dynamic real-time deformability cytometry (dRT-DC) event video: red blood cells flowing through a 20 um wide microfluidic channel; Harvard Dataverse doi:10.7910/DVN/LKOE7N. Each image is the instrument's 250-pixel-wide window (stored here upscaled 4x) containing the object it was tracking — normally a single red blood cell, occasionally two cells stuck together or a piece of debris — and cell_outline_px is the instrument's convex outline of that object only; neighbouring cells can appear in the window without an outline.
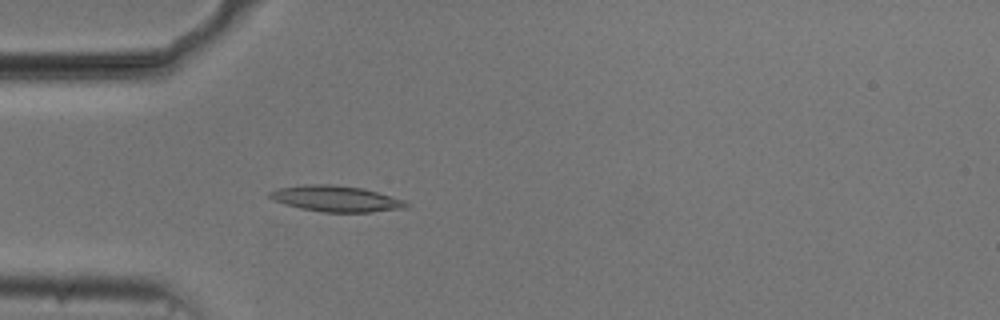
{"species": "common noctule bat (a hibernating species)", "species_latin": "Nyctalus noctula", "temperature_condition": "cold", "stored_images_in_passage": 53, "camera_frame_rate_fps": 3000, "um_per_image_px": 0.085, "animal": {"sex": "male", "body_mass_g": 20.5, "forearm_length_mm": 52.5}, "frame": {"image": 1, "passage_image": 15, "time_ms": 4.667, "image_size_px": [1000, 320], "cell_outline_px": [[412, 204], [408, 208], [372, 212], [324, 212], [300, 208], [284, 204], [268, 196], [268, 192], [280, 188], [308, 184], [332, 184], [364, 188], [404, 200]], "centroid_in_image_um": [28.63, 16.89], "position_along_channel_um": 56.4, "area_um2": 20.69}}
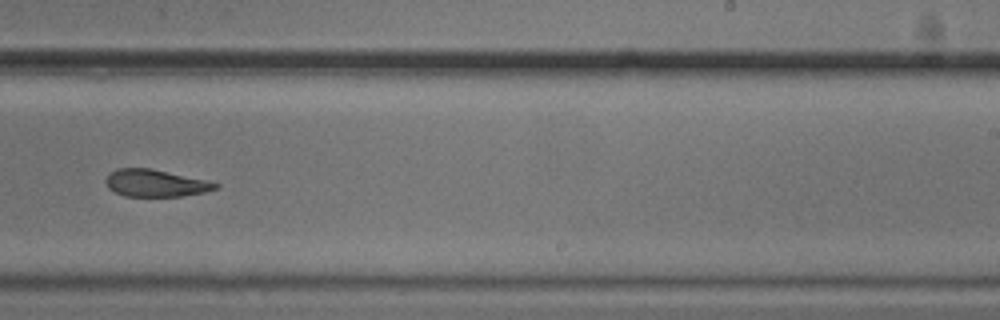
{"frame": {"image": 2, "passage_image": 33, "time_ms": 10.667, "image_size_px": [1000, 320], "cell_outline_px": [[220, 188], [204, 192], [180, 196], [124, 196], [108, 188], [104, 180], [116, 168], [152, 168], [208, 180], [220, 184]], "centroid_in_image_um": [13.25, 15.56], "position_along_channel_um": 275.8, "area_um2": 17.46}}
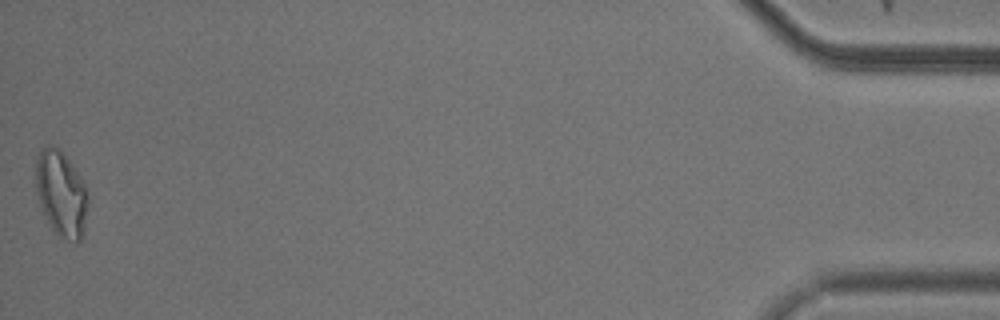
{"frame": {"image": 3, "passage_image": 53, "time_ms": 17.333, "image_size_px": [1000, 320], "cell_outline_px": [[88, 204], [84, 236], [76, 244], [68, 240], [56, 232], [52, 228], [40, 204], [36, 192], [36, 156], [40, 148], [48, 144], [60, 148], [84, 184], [88, 196]], "centroid_in_image_um": [5.21, 16.45], "position_along_channel_um": 430.0, "area_um2": 26.01}, "authors_computed_cell_mechanics": {"area_um2": 19.1318, "velocity_mm_per_s": 3.7386, "shape_relaxation_time_tau1_ms": 5.949, "shape_relaxation_time_tau2_ms": 3.481, "deformation_change_tau1": 0.1667, "deformation_change_tau2": 0.1}}